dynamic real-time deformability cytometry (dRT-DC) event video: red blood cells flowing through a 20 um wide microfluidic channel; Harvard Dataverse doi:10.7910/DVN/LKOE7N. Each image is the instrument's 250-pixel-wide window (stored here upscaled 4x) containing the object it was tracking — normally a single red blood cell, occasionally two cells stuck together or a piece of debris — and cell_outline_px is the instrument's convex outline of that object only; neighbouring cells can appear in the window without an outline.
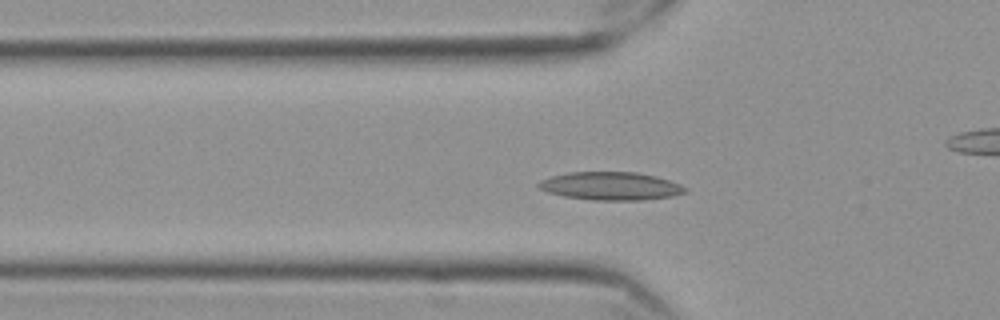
{"species": "Egyptian fruit bat (a non-hibernating species)", "species_latin": "Rousettus aegyptiacus", "temperature_condition": "cold", "stored_images_in_passage": 55, "camera_frame_rate_fps": 3000, "um_per_image_px": 0.085, "frame": {"image": 1, "passage_image": 15, "time_ms": 4.667, "image_size_px": [1000, 320], "cell_outline_px": [[684, 188], [680, 192], [668, 196], [624, 200], [568, 196], [552, 192], [544, 188], [540, 184], [556, 176], [576, 172], [628, 172], [652, 176], [676, 184]], "centroid_in_image_um": [51.93, 15.79], "position_along_channel_um": 73.9, "area_um2": 21.44}}
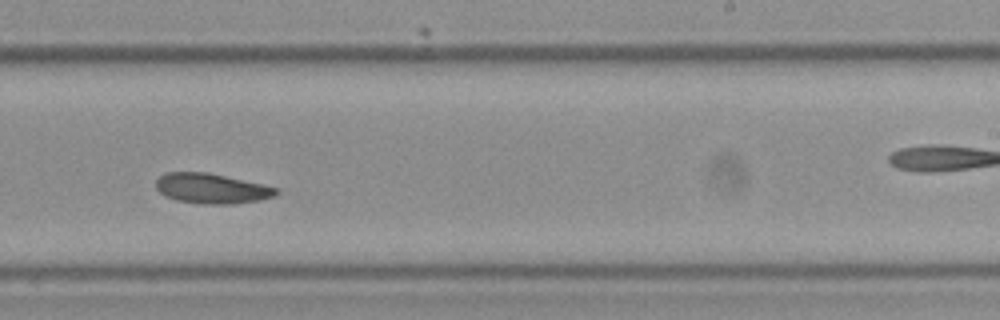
{"frame": {"image": 2, "passage_image": 32, "time_ms": 10.333, "image_size_px": [1000, 320], "cell_outline_px": [[276, 192], [272, 196], [256, 200], [180, 200], [168, 196], [160, 192], [156, 188], [156, 180], [160, 176], [168, 172], [200, 172], [260, 184], [276, 188]], "centroid_in_image_um": [17.86, 15.93], "position_along_channel_um": 271.1, "area_um2": 18.55}}
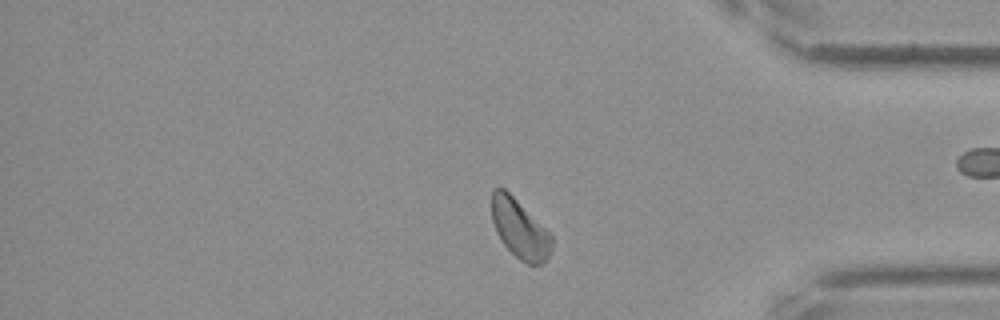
{"frame": {"image": 3, "passage_image": 44, "time_ms": 14.333, "image_size_px": [1000, 320], "cell_outline_px": [[552, 240], [548, 252], [544, 260], [540, 264], [528, 264], [516, 256], [504, 244], [492, 220], [492, 192], [496, 188], [504, 188], [552, 236]], "centroid_in_image_um": [44.15, 19.44], "position_along_channel_um": 391.1, "area_um2": 19.42}, "authors_computed_cell_mechanics": {"area_um2": 19.1896, "velocity_mm_per_s": 3.4701, "shape_relaxation_time_tau1_ms": 9.0284, "shape_relaxation_time_tau2_ms": null, "deformation_change_tau1": 0.1445, "deformation_change_tau2": null}}